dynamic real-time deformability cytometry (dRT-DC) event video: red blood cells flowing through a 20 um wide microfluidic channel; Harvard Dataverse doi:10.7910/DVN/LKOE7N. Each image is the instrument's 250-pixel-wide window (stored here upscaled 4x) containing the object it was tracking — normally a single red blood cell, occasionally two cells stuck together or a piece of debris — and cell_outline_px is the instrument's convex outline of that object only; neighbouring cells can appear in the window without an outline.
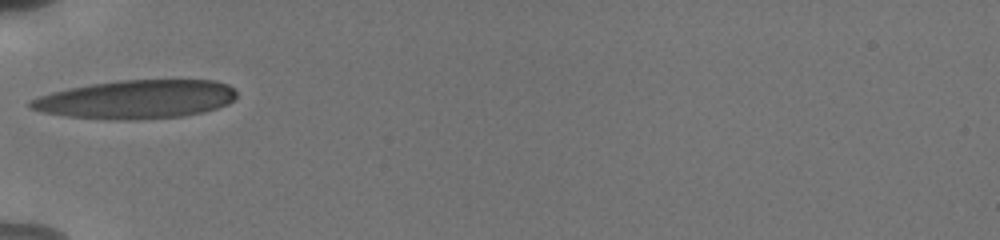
{"species": "human", "species_latin": "Homo sapiens", "temperature_condition": "cold", "stored_images_in_passage": 35, "camera_frame_rate_fps": 3000, "um_per_image_px": 0.085, "donor": {"sex": "male"}, "frame": {"image": 1, "passage_image": 1, "time_ms": 0.0, "image_size_px": [1000, 240], "cell_outline_px": [[236, 96], [228, 104], [204, 112], [184, 116], [132, 120], [112, 120], [68, 116], [40, 112], [28, 108], [28, 100], [36, 96], [68, 88], [92, 84], [120, 80], [216, 80], [228, 84], [236, 92]], "centroid_in_image_um": [11.54, 8.45], "position_along_channel_um": 73.5, "area_um2": 46.64}}
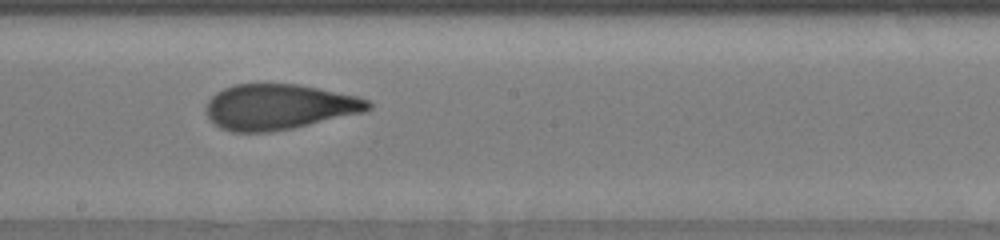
{"frame": {"image": 2, "passage_image": 13, "time_ms": 4.0, "image_size_px": [1000, 240], "cell_outline_px": [[372, 108], [364, 112], [292, 128], [272, 132], [232, 132], [220, 128], [208, 116], [204, 108], [208, 100], [216, 92], [224, 88], [236, 84], [300, 84], [356, 96], [368, 100], [372, 104]], "centroid_in_image_um": [23.7, 9.08], "position_along_channel_um": 224.5, "area_um2": 42.89}}
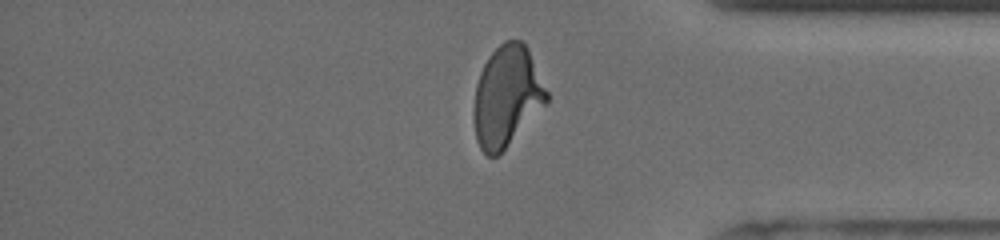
{"frame": {"image": 3, "passage_image": 27, "time_ms": 8.667, "image_size_px": [1000, 240], "cell_outline_px": [[548, 104], [496, 156], [488, 156], [480, 148], [476, 140], [472, 112], [476, 84], [480, 72], [488, 56], [504, 40], [520, 40], [528, 48], [548, 92]], "centroid_in_image_um": [43.07, 8.18], "position_along_channel_um": 392.1, "area_um2": 42.83}, "authors_computed_cell_mechanics": {"area_um2": 42.8876, "velocity_mm_per_s": 3.8138, "shape_relaxation_time_tau1_ms": 4.7706, "shape_relaxation_time_tau2_ms": 1.3494, "deformation_change_tau1": 0.2114, "deformation_change_tau2": 0.0925}}